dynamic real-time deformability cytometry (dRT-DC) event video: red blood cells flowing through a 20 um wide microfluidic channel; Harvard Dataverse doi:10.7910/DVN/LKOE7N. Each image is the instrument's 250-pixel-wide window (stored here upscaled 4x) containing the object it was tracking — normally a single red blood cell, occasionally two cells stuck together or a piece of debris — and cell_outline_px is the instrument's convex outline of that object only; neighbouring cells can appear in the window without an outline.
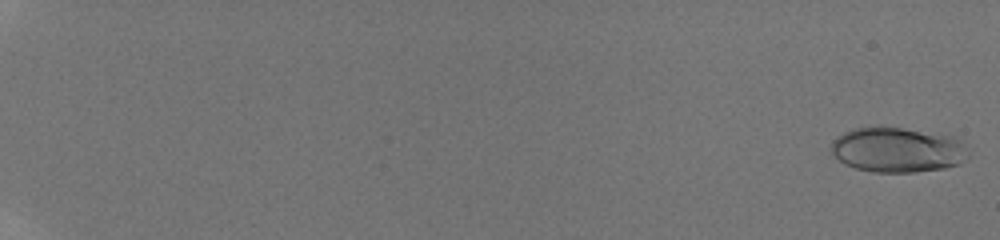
{"species": "human", "species_latin": "Homo sapiens", "temperature_condition": "room temperature", "stored_images_in_passage": 11, "camera_frame_rate_fps": 3000, "um_per_image_px": 0.085, "donor": {"sex": "male"}, "frame": {"image": 1, "passage_image": 1, "time_ms": 0.0, "image_size_px": [1000, 240], "cell_outline_px": [[972, 156], [960, 164], [944, 168], [912, 172], [872, 172], [856, 168], [844, 164], [832, 152], [832, 140], [836, 136], [844, 132], [856, 128], [900, 128], [956, 136], [960, 140]], "centroid_in_image_um": [76.35, 12.75], "position_along_channel_um": 8.7, "area_um2": 35.89}}
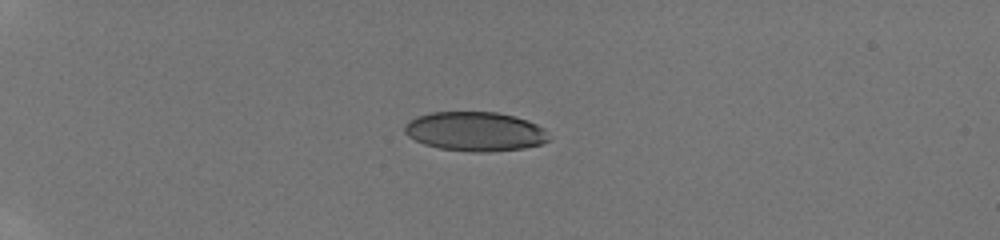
{"frame": {"image": 2, "passage_image": 8, "time_ms": 5.333, "image_size_px": [1000, 240], "cell_outline_px": [[552, 136], [548, 140], [540, 144], [524, 148], [488, 152], [476, 152], [440, 148], [424, 144], [408, 136], [404, 132], [404, 124], [408, 120], [416, 116], [432, 112], [496, 112], [516, 116], [528, 120], [544, 128]], "centroid_in_image_um": [40.4, 11.16], "position_along_channel_um": 44.6, "area_um2": 33.23}}
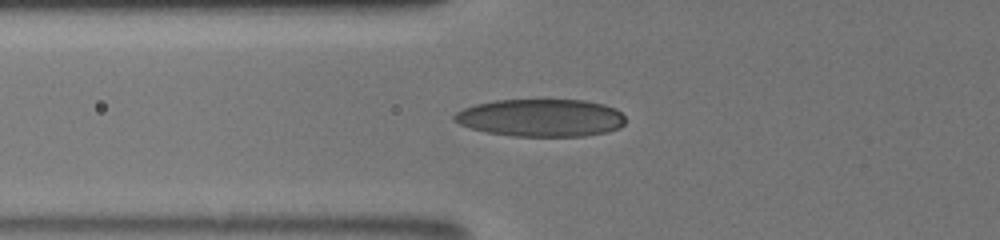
{"frame": {"image": 3, "passage_image": 11, "time_ms": 7.667, "image_size_px": [1000, 240], "cell_outline_px": [[624, 124], [620, 128], [608, 132], [584, 136], [512, 136], [488, 132], [472, 128], [460, 124], [452, 120], [452, 116], [456, 112], [464, 108], [476, 104], [496, 100], [584, 100], [604, 104], [616, 108], [624, 116]], "centroid_in_image_um": [46.0, 10.01], "position_along_channel_um": 79.8, "area_um2": 37.57}}